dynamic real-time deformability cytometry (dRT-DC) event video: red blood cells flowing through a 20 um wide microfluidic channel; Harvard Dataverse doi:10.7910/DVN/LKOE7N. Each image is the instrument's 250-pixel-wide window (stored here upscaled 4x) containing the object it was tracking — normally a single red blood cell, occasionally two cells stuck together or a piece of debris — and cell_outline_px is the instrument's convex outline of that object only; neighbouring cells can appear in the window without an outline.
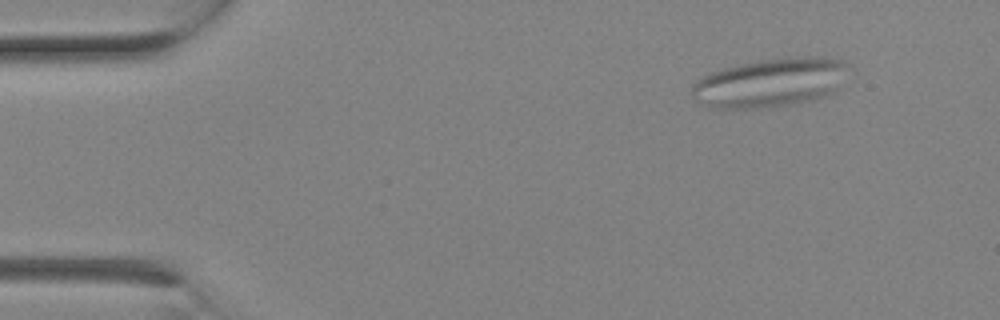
{"species": "Egyptian fruit bat (a non-hibernating species)", "species_latin": "Rousettus aegyptiacus", "temperature_condition": "room temperature", "stored_images_in_passage": 3, "camera_frame_rate_fps": 3000, "um_per_image_px": 0.085, "animal": {"sex": "female"}, "frame": {"image": 1, "passage_image": 1, "time_ms": 0.0, "image_size_px": [1000, 320], "cell_outline_px": [[848, 64], [836, 92], [828, 96], [816, 100], [788, 104], [756, 108], [720, 108], [696, 100], [692, 96], [692, 84], [696, 80], [708, 72], [740, 64], [764, 60], [804, 56], [824, 56], [844, 60]], "centroid_in_image_um": [65.51, 7.01], "position_along_channel_um": 19.5, "area_um2": 44.33}}